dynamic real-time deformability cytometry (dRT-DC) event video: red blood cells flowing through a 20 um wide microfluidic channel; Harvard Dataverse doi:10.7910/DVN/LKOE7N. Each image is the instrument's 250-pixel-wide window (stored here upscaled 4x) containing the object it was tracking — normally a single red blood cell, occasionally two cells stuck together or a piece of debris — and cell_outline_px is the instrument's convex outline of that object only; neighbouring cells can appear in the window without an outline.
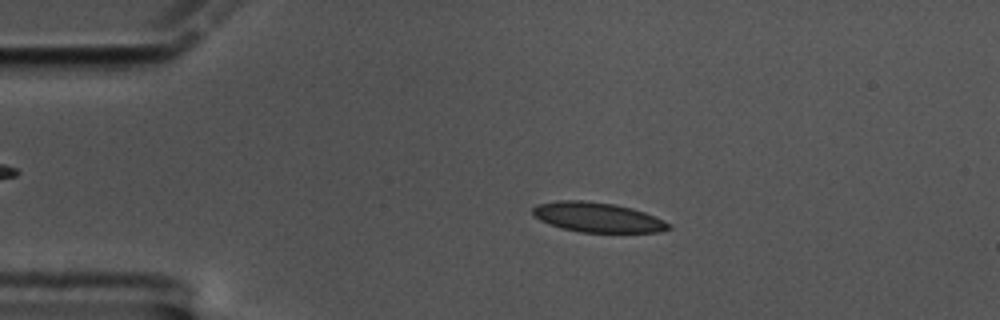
{"species": "common noctule bat (a hibernating species)", "species_latin": "Nyctalus noctula", "temperature_condition": "cold", "stored_images_in_passage": 58, "camera_frame_rate_fps": 3000, "um_per_image_px": 0.085, "animal": {"sex": "male", "body_mass_g": 17.5, "forearm_length_mm": 52.3}, "frame": {"image": 1, "passage_image": 11, "time_ms": 3.333, "image_size_px": [1000, 320], "cell_outline_px": [[672, 228], [660, 232], [580, 232], [564, 228], [540, 220], [532, 216], [532, 208], [536, 204], [556, 200], [580, 200], [616, 204], [632, 208], [644, 212], [664, 220], [672, 224]], "centroid_in_image_um": [50.8, 18.46], "position_along_channel_um": 34.2, "area_um2": 23.64}}
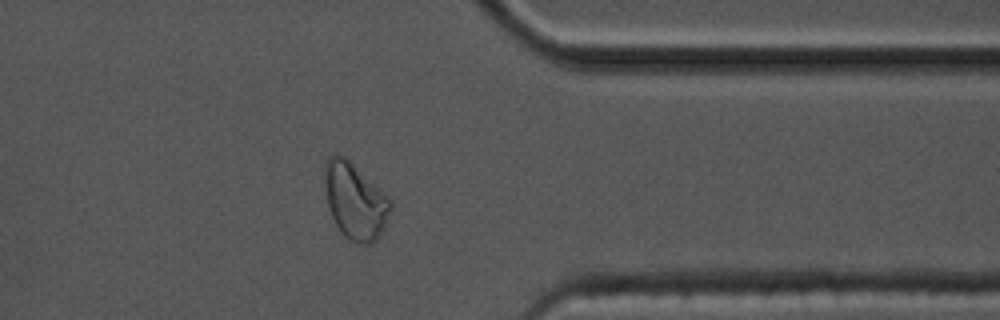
{"frame": {"image": 2, "passage_image": 46, "time_ms": 15.0, "image_size_px": [1000, 320], "cell_outline_px": [[392, 208], [384, 228], [376, 240], [372, 244], [356, 244], [348, 240], [340, 232], [332, 216], [328, 204], [324, 184], [324, 164], [328, 156], [336, 152], [344, 156], [388, 196], [392, 204]], "centroid_in_image_um": [30.16, 17.09], "position_along_channel_um": 381.2, "area_um2": 29.42}}
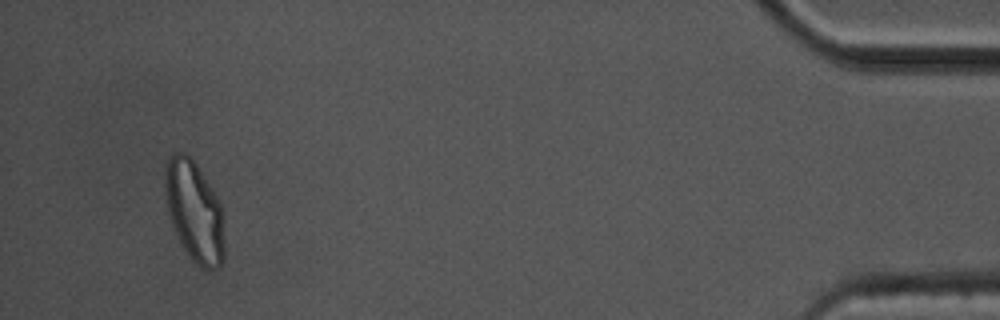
{"frame": {"image": 3, "passage_image": 55, "time_ms": 18.0, "image_size_px": [1000, 320], "cell_outline_px": [[224, 260], [220, 268], [208, 272], [196, 264], [192, 260], [184, 248], [172, 224], [168, 212], [164, 184], [164, 168], [168, 156], [172, 152], [188, 152], [192, 156], [216, 196], [220, 204], [224, 248]], "centroid_in_image_um": [16.5, 17.94], "position_along_channel_um": 418.7, "area_um2": 35.03}, "authors_computed_cell_mechanics": {"area_um2": 23.6402, "velocity_mm_per_s": 3.3985, "shape_relaxation_time_tau1_ms": null, "shape_relaxation_time_tau2_ms": 1.7185, "deformation_change_tau1": null, "deformation_change_tau2": 0.085}}